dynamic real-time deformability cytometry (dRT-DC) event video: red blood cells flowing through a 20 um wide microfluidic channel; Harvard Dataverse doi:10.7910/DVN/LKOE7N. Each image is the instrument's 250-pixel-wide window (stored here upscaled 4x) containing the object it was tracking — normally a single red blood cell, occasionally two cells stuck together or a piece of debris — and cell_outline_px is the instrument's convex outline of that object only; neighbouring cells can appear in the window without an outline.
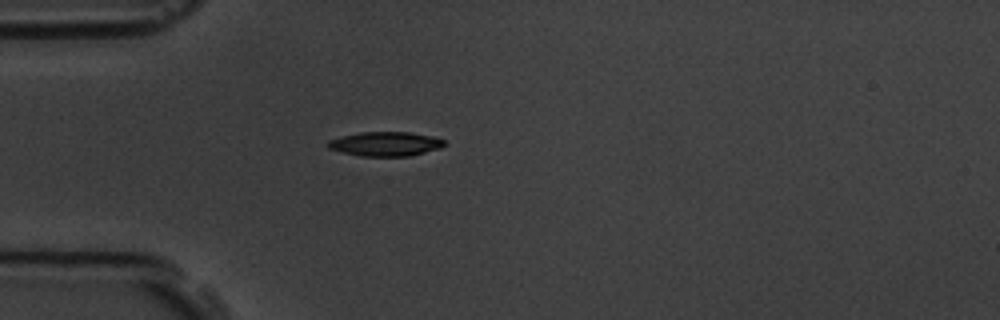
{"species": "common noctule bat (a hibernating species)", "species_latin": "Nyctalus noctula", "temperature_condition": "room temperature", "stored_images_in_passage": 4, "camera_frame_rate_fps": 3000, "um_per_image_px": 0.085, "animal": {"sex": "male", "body_mass_g": 19.5, "forearm_length_mm": 54.6}, "frame": {"image": 1, "passage_image": 4, "time_ms": 3.333, "image_size_px": [1000, 320], "cell_outline_px": [[448, 144], [440, 148], [408, 156], [360, 156], [328, 148], [324, 144], [328, 140], [340, 136], [360, 132], [408, 132], [432, 136], [444, 140]], "centroid_in_image_um": [32.74, 12.22], "position_along_channel_um": 52.3, "area_um2": 16.53}}